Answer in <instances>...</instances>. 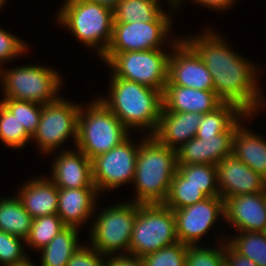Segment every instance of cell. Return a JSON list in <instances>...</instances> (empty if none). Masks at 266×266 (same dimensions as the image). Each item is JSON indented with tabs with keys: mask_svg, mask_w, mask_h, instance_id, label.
I'll list each match as a JSON object with an SVG mask.
<instances>
[{
	"mask_svg": "<svg viewBox=\"0 0 266 266\" xmlns=\"http://www.w3.org/2000/svg\"><path fill=\"white\" fill-rule=\"evenodd\" d=\"M216 168L217 185L223 200L233 196L266 192V179L234 154L224 158Z\"/></svg>",
	"mask_w": 266,
	"mask_h": 266,
	"instance_id": "cell-16",
	"label": "cell"
},
{
	"mask_svg": "<svg viewBox=\"0 0 266 266\" xmlns=\"http://www.w3.org/2000/svg\"><path fill=\"white\" fill-rule=\"evenodd\" d=\"M201 117L195 112L162 111L157 130L152 136L163 146L177 151L196 137ZM179 142L180 145H175Z\"/></svg>",
	"mask_w": 266,
	"mask_h": 266,
	"instance_id": "cell-19",
	"label": "cell"
},
{
	"mask_svg": "<svg viewBox=\"0 0 266 266\" xmlns=\"http://www.w3.org/2000/svg\"><path fill=\"white\" fill-rule=\"evenodd\" d=\"M77 228L65 227L44 248L41 266H66L81 246L78 244Z\"/></svg>",
	"mask_w": 266,
	"mask_h": 266,
	"instance_id": "cell-24",
	"label": "cell"
},
{
	"mask_svg": "<svg viewBox=\"0 0 266 266\" xmlns=\"http://www.w3.org/2000/svg\"><path fill=\"white\" fill-rule=\"evenodd\" d=\"M130 256L120 254H117V256L114 255V257L107 260V266H143L142 257H137L134 255Z\"/></svg>",
	"mask_w": 266,
	"mask_h": 266,
	"instance_id": "cell-40",
	"label": "cell"
},
{
	"mask_svg": "<svg viewBox=\"0 0 266 266\" xmlns=\"http://www.w3.org/2000/svg\"><path fill=\"white\" fill-rule=\"evenodd\" d=\"M136 216L137 203L134 201L103 210L92 227L93 248L104 256L114 254L122 248L129 253Z\"/></svg>",
	"mask_w": 266,
	"mask_h": 266,
	"instance_id": "cell-9",
	"label": "cell"
},
{
	"mask_svg": "<svg viewBox=\"0 0 266 266\" xmlns=\"http://www.w3.org/2000/svg\"><path fill=\"white\" fill-rule=\"evenodd\" d=\"M0 66H1V64H0ZM0 69H1V70H0V78H1V76H2L1 73H2L3 71H2V68H1V67H0Z\"/></svg>",
	"mask_w": 266,
	"mask_h": 266,
	"instance_id": "cell-47",
	"label": "cell"
},
{
	"mask_svg": "<svg viewBox=\"0 0 266 266\" xmlns=\"http://www.w3.org/2000/svg\"><path fill=\"white\" fill-rule=\"evenodd\" d=\"M5 99L25 100L42 105L56 101L61 84L59 74L42 66H25L2 73Z\"/></svg>",
	"mask_w": 266,
	"mask_h": 266,
	"instance_id": "cell-8",
	"label": "cell"
},
{
	"mask_svg": "<svg viewBox=\"0 0 266 266\" xmlns=\"http://www.w3.org/2000/svg\"><path fill=\"white\" fill-rule=\"evenodd\" d=\"M21 266H33V264L31 262H28V263L21 265Z\"/></svg>",
	"mask_w": 266,
	"mask_h": 266,
	"instance_id": "cell-44",
	"label": "cell"
},
{
	"mask_svg": "<svg viewBox=\"0 0 266 266\" xmlns=\"http://www.w3.org/2000/svg\"><path fill=\"white\" fill-rule=\"evenodd\" d=\"M224 218L239 231H266V192L224 200Z\"/></svg>",
	"mask_w": 266,
	"mask_h": 266,
	"instance_id": "cell-17",
	"label": "cell"
},
{
	"mask_svg": "<svg viewBox=\"0 0 266 266\" xmlns=\"http://www.w3.org/2000/svg\"><path fill=\"white\" fill-rule=\"evenodd\" d=\"M20 237L0 230V262L4 266H21L29 262Z\"/></svg>",
	"mask_w": 266,
	"mask_h": 266,
	"instance_id": "cell-35",
	"label": "cell"
},
{
	"mask_svg": "<svg viewBox=\"0 0 266 266\" xmlns=\"http://www.w3.org/2000/svg\"><path fill=\"white\" fill-rule=\"evenodd\" d=\"M241 115L249 116L235 104L222 103L214 111L202 115L196 136H217L225 132Z\"/></svg>",
	"mask_w": 266,
	"mask_h": 266,
	"instance_id": "cell-26",
	"label": "cell"
},
{
	"mask_svg": "<svg viewBox=\"0 0 266 266\" xmlns=\"http://www.w3.org/2000/svg\"><path fill=\"white\" fill-rule=\"evenodd\" d=\"M3 3H5V0H0V7H2Z\"/></svg>",
	"mask_w": 266,
	"mask_h": 266,
	"instance_id": "cell-45",
	"label": "cell"
},
{
	"mask_svg": "<svg viewBox=\"0 0 266 266\" xmlns=\"http://www.w3.org/2000/svg\"><path fill=\"white\" fill-rule=\"evenodd\" d=\"M253 171L266 179V141L241 125L233 137V153Z\"/></svg>",
	"mask_w": 266,
	"mask_h": 266,
	"instance_id": "cell-23",
	"label": "cell"
},
{
	"mask_svg": "<svg viewBox=\"0 0 266 266\" xmlns=\"http://www.w3.org/2000/svg\"><path fill=\"white\" fill-rule=\"evenodd\" d=\"M236 120L225 132L217 136H196L177 150L178 165H217L233 153V137L241 125Z\"/></svg>",
	"mask_w": 266,
	"mask_h": 266,
	"instance_id": "cell-15",
	"label": "cell"
},
{
	"mask_svg": "<svg viewBox=\"0 0 266 266\" xmlns=\"http://www.w3.org/2000/svg\"><path fill=\"white\" fill-rule=\"evenodd\" d=\"M187 246L185 266H221L225 262L224 247L221 249Z\"/></svg>",
	"mask_w": 266,
	"mask_h": 266,
	"instance_id": "cell-36",
	"label": "cell"
},
{
	"mask_svg": "<svg viewBox=\"0 0 266 266\" xmlns=\"http://www.w3.org/2000/svg\"><path fill=\"white\" fill-rule=\"evenodd\" d=\"M195 2L201 3L203 6L211 7L216 10H223L231 4L234 3L235 0H194Z\"/></svg>",
	"mask_w": 266,
	"mask_h": 266,
	"instance_id": "cell-41",
	"label": "cell"
},
{
	"mask_svg": "<svg viewBox=\"0 0 266 266\" xmlns=\"http://www.w3.org/2000/svg\"><path fill=\"white\" fill-rule=\"evenodd\" d=\"M1 103L13 115H16V118L23 125L26 132L32 137L39 124L43 105L36 102L14 99H4Z\"/></svg>",
	"mask_w": 266,
	"mask_h": 266,
	"instance_id": "cell-33",
	"label": "cell"
},
{
	"mask_svg": "<svg viewBox=\"0 0 266 266\" xmlns=\"http://www.w3.org/2000/svg\"><path fill=\"white\" fill-rule=\"evenodd\" d=\"M178 242L175 214L163 203H137L129 255L144 257Z\"/></svg>",
	"mask_w": 266,
	"mask_h": 266,
	"instance_id": "cell-6",
	"label": "cell"
},
{
	"mask_svg": "<svg viewBox=\"0 0 266 266\" xmlns=\"http://www.w3.org/2000/svg\"><path fill=\"white\" fill-rule=\"evenodd\" d=\"M162 111L195 112L201 115L214 111L223 102L214 91L166 85L162 93Z\"/></svg>",
	"mask_w": 266,
	"mask_h": 266,
	"instance_id": "cell-20",
	"label": "cell"
},
{
	"mask_svg": "<svg viewBox=\"0 0 266 266\" xmlns=\"http://www.w3.org/2000/svg\"><path fill=\"white\" fill-rule=\"evenodd\" d=\"M167 15L162 11L153 21L114 23L112 39L105 53L160 49L171 25Z\"/></svg>",
	"mask_w": 266,
	"mask_h": 266,
	"instance_id": "cell-11",
	"label": "cell"
},
{
	"mask_svg": "<svg viewBox=\"0 0 266 266\" xmlns=\"http://www.w3.org/2000/svg\"><path fill=\"white\" fill-rule=\"evenodd\" d=\"M58 13L61 25L66 26L88 47L97 48L101 57L106 52L114 24L113 10L88 0H67ZM63 23V24H62Z\"/></svg>",
	"mask_w": 266,
	"mask_h": 266,
	"instance_id": "cell-5",
	"label": "cell"
},
{
	"mask_svg": "<svg viewBox=\"0 0 266 266\" xmlns=\"http://www.w3.org/2000/svg\"><path fill=\"white\" fill-rule=\"evenodd\" d=\"M113 77L110 98H100L127 128H150L156 132L163 108L162 92L149 86Z\"/></svg>",
	"mask_w": 266,
	"mask_h": 266,
	"instance_id": "cell-3",
	"label": "cell"
},
{
	"mask_svg": "<svg viewBox=\"0 0 266 266\" xmlns=\"http://www.w3.org/2000/svg\"><path fill=\"white\" fill-rule=\"evenodd\" d=\"M187 246L176 242L142 257L143 266H185Z\"/></svg>",
	"mask_w": 266,
	"mask_h": 266,
	"instance_id": "cell-34",
	"label": "cell"
},
{
	"mask_svg": "<svg viewBox=\"0 0 266 266\" xmlns=\"http://www.w3.org/2000/svg\"><path fill=\"white\" fill-rule=\"evenodd\" d=\"M88 1L95 2V3H98L100 5H104L106 7L111 8L112 10L120 2V0H88Z\"/></svg>",
	"mask_w": 266,
	"mask_h": 266,
	"instance_id": "cell-42",
	"label": "cell"
},
{
	"mask_svg": "<svg viewBox=\"0 0 266 266\" xmlns=\"http://www.w3.org/2000/svg\"><path fill=\"white\" fill-rule=\"evenodd\" d=\"M177 172L188 184L200 188L207 197H220L217 183V168L211 164L178 165ZM216 182V183H215Z\"/></svg>",
	"mask_w": 266,
	"mask_h": 266,
	"instance_id": "cell-28",
	"label": "cell"
},
{
	"mask_svg": "<svg viewBox=\"0 0 266 266\" xmlns=\"http://www.w3.org/2000/svg\"><path fill=\"white\" fill-rule=\"evenodd\" d=\"M177 167V151L163 146L149 134L147 139L142 140L136 158L133 180L137 189L135 203H163Z\"/></svg>",
	"mask_w": 266,
	"mask_h": 266,
	"instance_id": "cell-2",
	"label": "cell"
},
{
	"mask_svg": "<svg viewBox=\"0 0 266 266\" xmlns=\"http://www.w3.org/2000/svg\"><path fill=\"white\" fill-rule=\"evenodd\" d=\"M101 256L93 247L80 246L66 266H107Z\"/></svg>",
	"mask_w": 266,
	"mask_h": 266,
	"instance_id": "cell-38",
	"label": "cell"
},
{
	"mask_svg": "<svg viewBox=\"0 0 266 266\" xmlns=\"http://www.w3.org/2000/svg\"><path fill=\"white\" fill-rule=\"evenodd\" d=\"M96 188H58L57 215L67 227H79L94 210Z\"/></svg>",
	"mask_w": 266,
	"mask_h": 266,
	"instance_id": "cell-21",
	"label": "cell"
},
{
	"mask_svg": "<svg viewBox=\"0 0 266 266\" xmlns=\"http://www.w3.org/2000/svg\"><path fill=\"white\" fill-rule=\"evenodd\" d=\"M205 198H207V196L200 190V188L193 184H188L187 180L176 172L171 181L168 196L163 204L168 208L175 210L193 205Z\"/></svg>",
	"mask_w": 266,
	"mask_h": 266,
	"instance_id": "cell-30",
	"label": "cell"
},
{
	"mask_svg": "<svg viewBox=\"0 0 266 266\" xmlns=\"http://www.w3.org/2000/svg\"><path fill=\"white\" fill-rule=\"evenodd\" d=\"M228 244L258 266H266V232L241 231Z\"/></svg>",
	"mask_w": 266,
	"mask_h": 266,
	"instance_id": "cell-29",
	"label": "cell"
},
{
	"mask_svg": "<svg viewBox=\"0 0 266 266\" xmlns=\"http://www.w3.org/2000/svg\"><path fill=\"white\" fill-rule=\"evenodd\" d=\"M65 227L57 214L36 217L32 220L25 242L31 247L42 249Z\"/></svg>",
	"mask_w": 266,
	"mask_h": 266,
	"instance_id": "cell-31",
	"label": "cell"
},
{
	"mask_svg": "<svg viewBox=\"0 0 266 266\" xmlns=\"http://www.w3.org/2000/svg\"><path fill=\"white\" fill-rule=\"evenodd\" d=\"M173 43L176 49L169 56L166 85L214 91L212 76L198 54L183 39Z\"/></svg>",
	"mask_w": 266,
	"mask_h": 266,
	"instance_id": "cell-13",
	"label": "cell"
},
{
	"mask_svg": "<svg viewBox=\"0 0 266 266\" xmlns=\"http://www.w3.org/2000/svg\"><path fill=\"white\" fill-rule=\"evenodd\" d=\"M21 190L18 198L33 219L57 214L58 187L51 179H32Z\"/></svg>",
	"mask_w": 266,
	"mask_h": 266,
	"instance_id": "cell-22",
	"label": "cell"
},
{
	"mask_svg": "<svg viewBox=\"0 0 266 266\" xmlns=\"http://www.w3.org/2000/svg\"><path fill=\"white\" fill-rule=\"evenodd\" d=\"M128 139L91 160L93 184L98 192L118 188L134 180L140 145L134 147Z\"/></svg>",
	"mask_w": 266,
	"mask_h": 266,
	"instance_id": "cell-12",
	"label": "cell"
},
{
	"mask_svg": "<svg viewBox=\"0 0 266 266\" xmlns=\"http://www.w3.org/2000/svg\"><path fill=\"white\" fill-rule=\"evenodd\" d=\"M221 266H229L227 262L225 261Z\"/></svg>",
	"mask_w": 266,
	"mask_h": 266,
	"instance_id": "cell-46",
	"label": "cell"
},
{
	"mask_svg": "<svg viewBox=\"0 0 266 266\" xmlns=\"http://www.w3.org/2000/svg\"><path fill=\"white\" fill-rule=\"evenodd\" d=\"M152 0H120L113 9L114 23L153 21L163 10Z\"/></svg>",
	"mask_w": 266,
	"mask_h": 266,
	"instance_id": "cell-27",
	"label": "cell"
},
{
	"mask_svg": "<svg viewBox=\"0 0 266 266\" xmlns=\"http://www.w3.org/2000/svg\"><path fill=\"white\" fill-rule=\"evenodd\" d=\"M224 257L229 266H258L251 259L237 253L228 243L224 248Z\"/></svg>",
	"mask_w": 266,
	"mask_h": 266,
	"instance_id": "cell-39",
	"label": "cell"
},
{
	"mask_svg": "<svg viewBox=\"0 0 266 266\" xmlns=\"http://www.w3.org/2000/svg\"><path fill=\"white\" fill-rule=\"evenodd\" d=\"M64 151L53 164L52 182L58 188H96L92 179V161L79 149Z\"/></svg>",
	"mask_w": 266,
	"mask_h": 266,
	"instance_id": "cell-18",
	"label": "cell"
},
{
	"mask_svg": "<svg viewBox=\"0 0 266 266\" xmlns=\"http://www.w3.org/2000/svg\"><path fill=\"white\" fill-rule=\"evenodd\" d=\"M0 139L6 146L21 148L31 140L23 125L1 102H0Z\"/></svg>",
	"mask_w": 266,
	"mask_h": 266,
	"instance_id": "cell-32",
	"label": "cell"
},
{
	"mask_svg": "<svg viewBox=\"0 0 266 266\" xmlns=\"http://www.w3.org/2000/svg\"><path fill=\"white\" fill-rule=\"evenodd\" d=\"M33 218L18 197L0 201V230L24 240L28 237Z\"/></svg>",
	"mask_w": 266,
	"mask_h": 266,
	"instance_id": "cell-25",
	"label": "cell"
},
{
	"mask_svg": "<svg viewBox=\"0 0 266 266\" xmlns=\"http://www.w3.org/2000/svg\"><path fill=\"white\" fill-rule=\"evenodd\" d=\"M79 105L66 102L60 97L42 106V112L36 132L31 138L43 152H51L63 144L72 135L77 142Z\"/></svg>",
	"mask_w": 266,
	"mask_h": 266,
	"instance_id": "cell-10",
	"label": "cell"
},
{
	"mask_svg": "<svg viewBox=\"0 0 266 266\" xmlns=\"http://www.w3.org/2000/svg\"><path fill=\"white\" fill-rule=\"evenodd\" d=\"M169 54L160 49L104 53V62L113 68V75L137 82L163 93L168 82Z\"/></svg>",
	"mask_w": 266,
	"mask_h": 266,
	"instance_id": "cell-7",
	"label": "cell"
},
{
	"mask_svg": "<svg viewBox=\"0 0 266 266\" xmlns=\"http://www.w3.org/2000/svg\"><path fill=\"white\" fill-rule=\"evenodd\" d=\"M26 48L25 43L19 38L0 28V63L19 56Z\"/></svg>",
	"mask_w": 266,
	"mask_h": 266,
	"instance_id": "cell-37",
	"label": "cell"
},
{
	"mask_svg": "<svg viewBox=\"0 0 266 266\" xmlns=\"http://www.w3.org/2000/svg\"><path fill=\"white\" fill-rule=\"evenodd\" d=\"M152 1L158 2L157 0H152ZM180 1L181 0H170V2L173 4V6H176V5L180 4L179 3Z\"/></svg>",
	"mask_w": 266,
	"mask_h": 266,
	"instance_id": "cell-43",
	"label": "cell"
},
{
	"mask_svg": "<svg viewBox=\"0 0 266 266\" xmlns=\"http://www.w3.org/2000/svg\"><path fill=\"white\" fill-rule=\"evenodd\" d=\"M209 31L184 41L198 54L212 76L214 92L223 103L235 104L246 114L260 106L256 69L236 55L221 37ZM260 99V100H259Z\"/></svg>",
	"mask_w": 266,
	"mask_h": 266,
	"instance_id": "cell-1",
	"label": "cell"
},
{
	"mask_svg": "<svg viewBox=\"0 0 266 266\" xmlns=\"http://www.w3.org/2000/svg\"><path fill=\"white\" fill-rule=\"evenodd\" d=\"M173 212L178 241L188 246L195 245L220 214L224 217V200L221 197H207Z\"/></svg>",
	"mask_w": 266,
	"mask_h": 266,
	"instance_id": "cell-14",
	"label": "cell"
},
{
	"mask_svg": "<svg viewBox=\"0 0 266 266\" xmlns=\"http://www.w3.org/2000/svg\"><path fill=\"white\" fill-rule=\"evenodd\" d=\"M82 112L80 107L76 146L90 160L128 138V129L102 101L96 99Z\"/></svg>",
	"mask_w": 266,
	"mask_h": 266,
	"instance_id": "cell-4",
	"label": "cell"
}]
</instances>
